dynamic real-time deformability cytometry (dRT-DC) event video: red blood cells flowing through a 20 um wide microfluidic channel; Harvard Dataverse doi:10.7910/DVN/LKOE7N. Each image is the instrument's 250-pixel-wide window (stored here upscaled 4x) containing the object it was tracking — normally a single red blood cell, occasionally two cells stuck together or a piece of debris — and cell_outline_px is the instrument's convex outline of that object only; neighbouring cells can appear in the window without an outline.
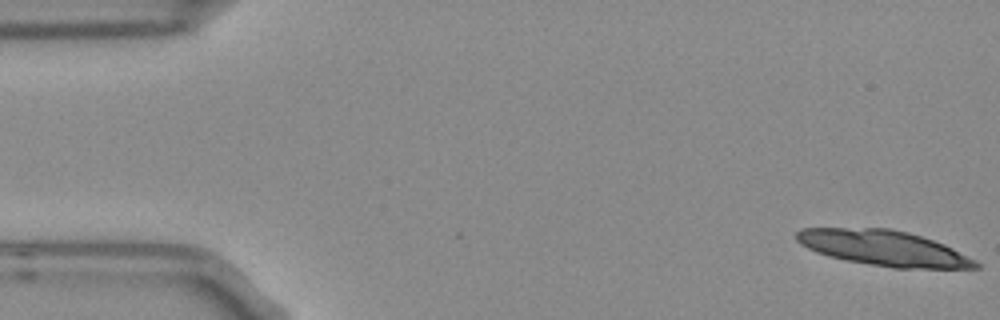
{"species": "Egyptian fruit bat (a non-hibernating species)", "species_latin": "Rousettus aegyptiacus", "temperature_condition": "room temperature", "stored_images_in_passage": 22, "camera_frame_rate_fps": 3000, "um_per_image_px": 0.085, "frame": {"image": 1, "passage_image": 1, "time_ms": 0.0, "image_size_px": [1000, 320], "cell_outline_px": [[980, 268], [892, 268], [848, 260], [828, 256], [816, 252], [800, 244], [796, 240], [796, 232], [800, 228], [892, 228], [908, 232], [944, 244], [976, 260], [980, 264]], "centroid_in_image_um": [75.1, 21.08], "position_along_channel_um": 9.9, "area_um2": 36.76}}
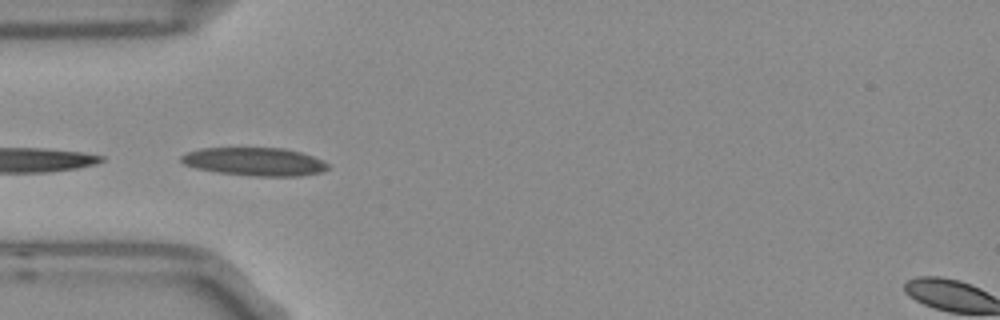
{"frame": {"image": 2, "passage_image": 16, "time_ms": 5.0, "image_size_px": [1000, 320], "cell_outline_px": [[328, 168], [320, 172], [300, 176], [252, 176], [220, 172], [196, 168], [184, 164], [180, 160], [180, 156], [188, 152], [200, 148], [284, 148], [300, 152], [324, 160], [328, 164]], "centroid_in_image_um": [21.65, 13.73], "position_along_channel_um": 63.4, "area_um2": 23.99}}